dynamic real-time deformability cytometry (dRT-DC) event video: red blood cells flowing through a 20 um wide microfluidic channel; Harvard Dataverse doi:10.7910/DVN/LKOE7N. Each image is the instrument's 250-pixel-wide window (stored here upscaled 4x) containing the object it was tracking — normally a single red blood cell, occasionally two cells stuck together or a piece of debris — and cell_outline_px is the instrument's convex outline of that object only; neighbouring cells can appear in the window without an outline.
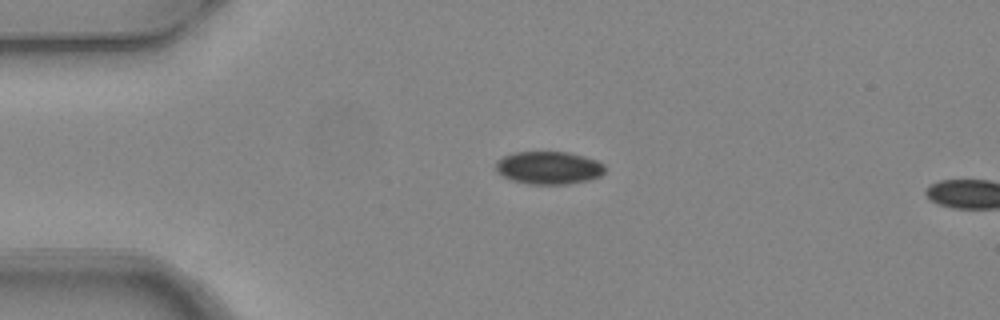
{"species": "common noctule bat (a hibernating species)", "species_latin": "Nyctalus noctula", "temperature_condition": "warm", "stored_images_in_passage": 3, "camera_frame_rate_fps": 3000, "um_per_image_px": 0.085, "animal": {"sex": "female", "body_mass_g": 24.6, "forearm_length_mm": 56.2}, "frame": {"image": 1, "passage_image": 3, "time_ms": 0.667, "image_size_px": [1000, 320], "cell_outline_px": [[604, 172], [600, 176], [588, 180], [568, 184], [528, 184], [512, 180], [496, 172], [496, 160], [504, 156], [516, 152], [568, 152], [584, 156], [596, 160], [604, 164]], "centroid_in_image_um": [46.64, 14.26], "position_along_channel_um": 38.4, "area_um2": 20.87}}